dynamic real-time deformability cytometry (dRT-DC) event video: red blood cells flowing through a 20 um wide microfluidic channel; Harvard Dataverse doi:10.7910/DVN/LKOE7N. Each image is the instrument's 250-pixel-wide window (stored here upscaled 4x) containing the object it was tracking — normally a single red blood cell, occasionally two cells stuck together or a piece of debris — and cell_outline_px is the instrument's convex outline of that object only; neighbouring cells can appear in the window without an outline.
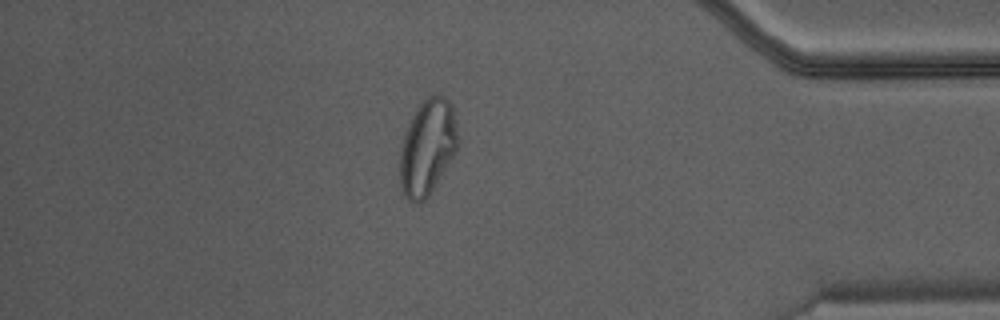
{"species": "Egyptian fruit bat (a non-hibernating species)", "species_latin": "Rousettus aegyptiacus", "temperature_condition": "warm", "stored_images_in_passage": 42, "camera_frame_rate_fps": 3000, "um_per_image_px": 0.085, "animal": {"sex": "male"}, "frame": {"image": 1, "passage_image": 36, "time_ms": 11.667, "image_size_px": [1000, 320], "cell_outline_px": [[460, 144], [456, 152], [428, 196], [424, 200], [416, 204], [408, 200], [404, 196], [400, 188], [400, 148], [408, 124], [416, 108], [432, 92], [436, 92], [444, 96], [448, 100], [452, 108]], "centroid_in_image_um": [36.33, 12.51], "position_along_channel_um": 398.9, "area_um2": 32.48}}